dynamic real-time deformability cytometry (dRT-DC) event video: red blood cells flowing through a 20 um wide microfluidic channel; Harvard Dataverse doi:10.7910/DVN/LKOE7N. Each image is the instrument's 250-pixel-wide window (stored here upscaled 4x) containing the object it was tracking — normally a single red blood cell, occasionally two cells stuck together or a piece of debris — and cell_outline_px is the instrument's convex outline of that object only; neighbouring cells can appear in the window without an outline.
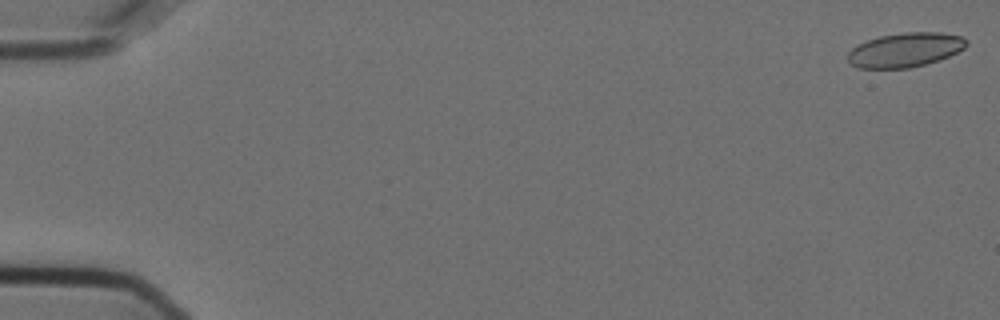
{"species": "Egyptian fruit bat (a non-hibernating species)", "species_latin": "Rousettus aegyptiacus", "temperature_condition": "cold", "stored_images_in_passage": 17, "camera_frame_rate_fps": 3000, "um_per_image_px": 0.085, "animal": {"sex": "female"}, "frame": {"image": 1, "passage_image": 1, "time_ms": 0.0, "image_size_px": [1000, 320], "cell_outline_px": [[968, 44], [964, 48], [940, 60], [908, 68], [860, 68], [852, 64], [848, 60], [848, 52], [856, 44], [880, 36], [904, 32], [940, 32], [960, 36], [968, 40]], "centroid_in_image_um": [76.94, 4.23], "position_along_channel_um": 8.1, "area_um2": 23.64}}
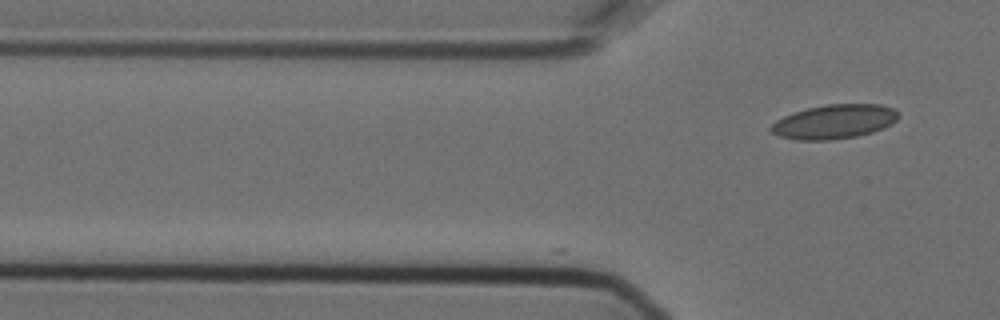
{"frame": {"image": 2, "passage_image": 17, "time_ms": 5.333, "image_size_px": [1000, 320], "cell_outline_px": [[900, 116], [892, 124], [884, 128], [872, 132], [856, 136], [832, 140], [796, 140], [780, 136], [772, 132], [768, 128], [776, 120], [792, 112], [808, 108], [828, 104], [880, 104], [892, 108]], "centroid_in_image_um": [70.9, 10.34], "position_along_channel_um": 54.9, "area_um2": 25.43}}